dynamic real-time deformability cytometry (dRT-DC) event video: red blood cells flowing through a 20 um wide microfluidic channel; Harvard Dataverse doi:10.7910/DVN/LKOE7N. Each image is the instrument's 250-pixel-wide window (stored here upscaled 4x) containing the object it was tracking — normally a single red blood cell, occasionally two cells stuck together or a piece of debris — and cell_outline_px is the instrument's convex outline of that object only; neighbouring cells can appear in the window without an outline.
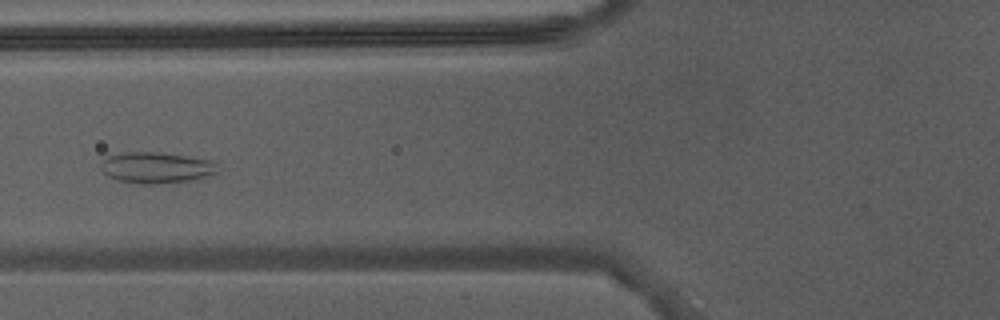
{"species": "Egyptian fruit bat (a non-hibernating species)", "species_latin": "Rousettus aegyptiacus", "temperature_condition": "warm", "stored_images_in_passage": 38, "camera_frame_rate_fps": 3000, "um_per_image_px": 0.085, "animal": {"sex": "male"}, "frame": {"image": 1, "passage_image": 11, "time_ms": 3.333, "image_size_px": [1000, 320], "cell_outline_px": [[220, 172], [196, 180], [152, 184], [140, 184], [116, 180], [108, 176], [100, 168], [100, 164], [108, 156], [124, 152], [152, 152], [184, 156], [212, 160], [216, 164]], "centroid_in_image_um": [13.3, 14.26], "position_along_channel_um": 112.5, "area_um2": 21.21}}
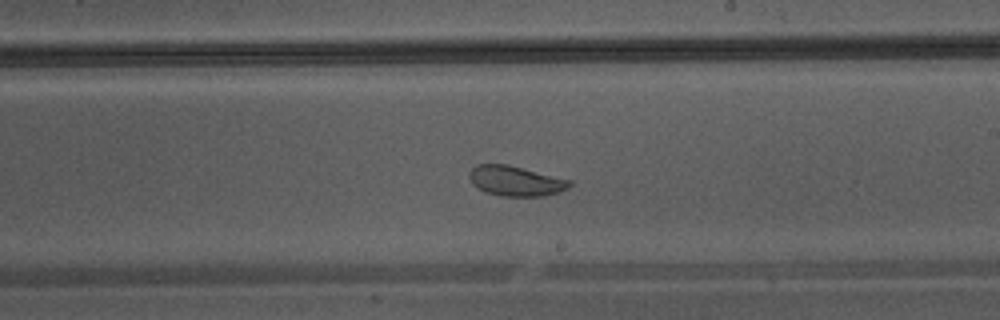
{"frame": {"image": 2, "passage_image": 20, "time_ms": 6.333, "image_size_px": [1000, 320], "cell_outline_px": [[572, 184], [568, 188], [560, 192], [544, 196], [500, 196], [488, 192], [472, 184], [468, 176], [472, 168], [476, 164], [508, 164], [572, 180]], "centroid_in_image_um": [43.86, 15.37], "position_along_channel_um": 245.1, "area_um2": 17.63}}
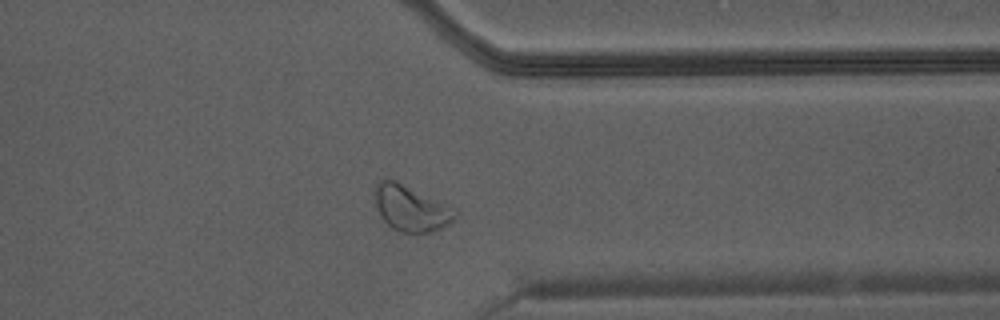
{"frame": {"image": 3, "passage_image": 29, "time_ms": 9.333, "image_size_px": [1000, 320], "cell_outline_px": [[460, 216], [448, 224], [432, 232], [412, 236], [400, 232], [392, 228], [380, 216], [376, 204], [376, 184], [384, 180], [396, 180], [448, 204], [456, 208], [460, 212]], "centroid_in_image_um": [35.02, 17.76], "position_along_channel_um": 376.4, "area_um2": 21.91}}